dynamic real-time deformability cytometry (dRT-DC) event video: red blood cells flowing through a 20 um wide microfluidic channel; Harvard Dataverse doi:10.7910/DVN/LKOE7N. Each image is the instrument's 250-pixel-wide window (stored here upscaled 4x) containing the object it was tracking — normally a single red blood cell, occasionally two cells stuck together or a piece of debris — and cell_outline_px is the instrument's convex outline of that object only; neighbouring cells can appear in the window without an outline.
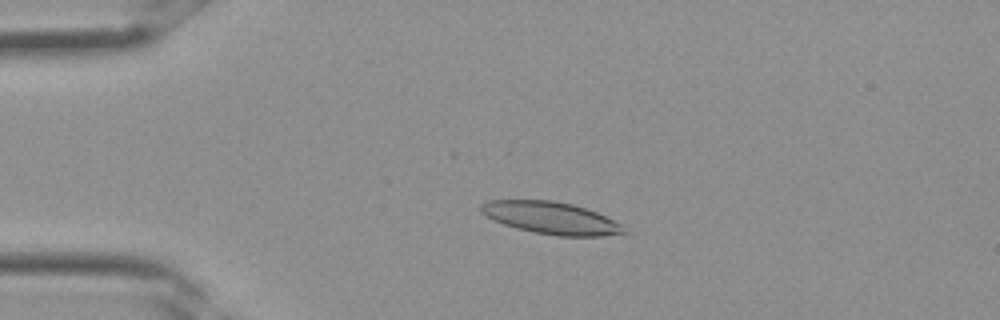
{"species": "Egyptian fruit bat (a non-hibernating species)", "species_latin": "Rousettus aegyptiacus", "temperature_condition": "room temperature", "stored_images_in_passage": 17, "camera_frame_rate_fps": 3000, "um_per_image_px": 0.085, "frame": {"image": 1, "passage_image": 8, "time_ms": 2.333, "image_size_px": [1000, 320], "cell_outline_px": [[624, 232], [604, 236], [560, 236], [536, 232], [516, 228], [504, 224], [480, 212], [480, 204], [488, 200], [552, 200], [572, 204], [596, 212], [620, 224]], "centroid_in_image_um": [46.78, 18.51], "position_along_channel_um": 38.2, "area_um2": 26.24}}
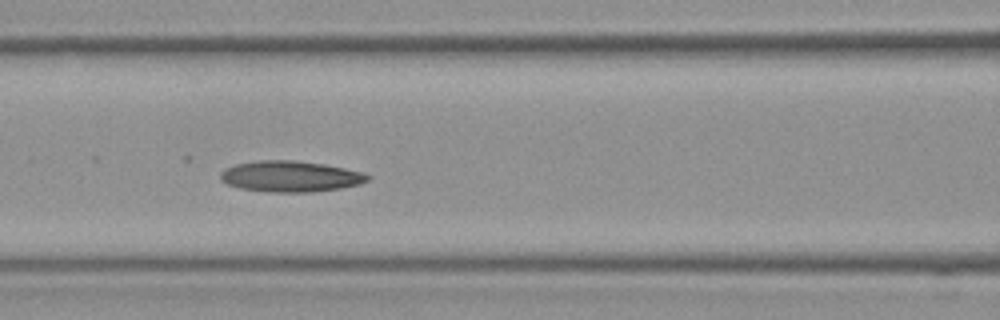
{"frame": {"image": 2, "passage_image": 15, "time_ms": 4.667, "image_size_px": [1000, 320], "cell_outline_px": [[372, 176], [368, 180], [360, 184], [340, 188], [312, 192], [268, 192], [240, 188], [228, 184], [220, 180], [220, 172], [224, 168], [236, 164], [260, 160], [296, 160], [324, 164], [344, 168], [360, 172]], "centroid_in_image_um": [24.66, 14.99], "position_along_channel_um": 141.9, "area_um2": 26.59}}
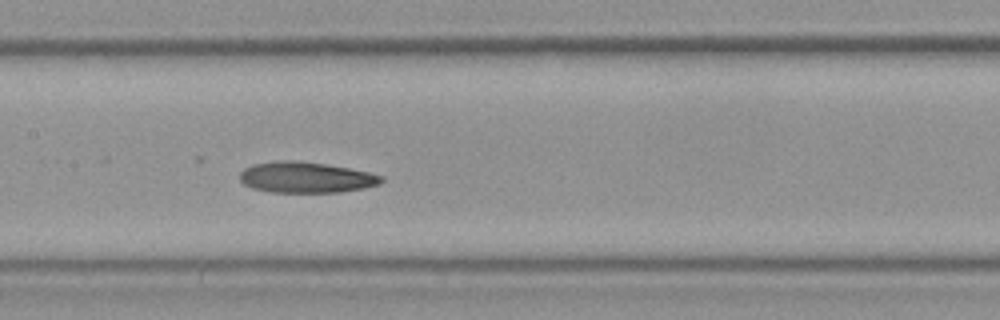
{"frame": {"image": 3, "passage_image": 17, "time_ms": 5.333, "image_size_px": [1000, 320], "cell_outline_px": [[384, 180], [380, 184], [364, 188], [340, 192], [272, 192], [252, 188], [244, 184], [240, 180], [240, 172], [244, 168], [252, 164], [280, 160], [296, 160], [324, 164], [348, 168], [368, 172], [384, 176]], "centroid_in_image_um": [26.0, 15.07], "position_along_channel_um": 181.4, "area_um2": 25.49}}